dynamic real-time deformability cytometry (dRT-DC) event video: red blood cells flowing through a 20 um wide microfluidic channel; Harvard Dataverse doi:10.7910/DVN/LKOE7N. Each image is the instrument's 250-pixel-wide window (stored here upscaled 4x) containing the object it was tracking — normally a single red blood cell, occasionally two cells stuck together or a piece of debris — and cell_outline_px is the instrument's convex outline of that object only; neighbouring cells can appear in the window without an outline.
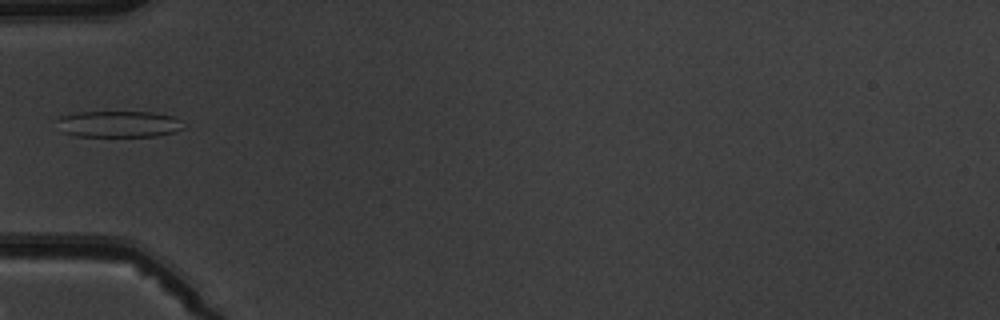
{"species": "common noctule bat (a hibernating species)", "species_latin": "Nyctalus noctula", "temperature_condition": "warm", "stored_images_in_passage": 6, "camera_frame_rate_fps": 3000, "um_per_image_px": 0.085, "animal": {"sex": "male", "body_mass_g": 19.5, "forearm_length_mm": 54.6}, "frame": {"image": 1, "passage_image": 5, "time_ms": 5.333, "image_size_px": [1000, 320], "cell_outline_px": [[184, 128], [172, 132], [156, 136], [76, 136], [64, 132], [56, 120], [60, 116], [76, 112], [152, 112], [172, 116]], "centroid_in_image_um": [10.03, 10.54], "position_along_channel_um": 75.0, "area_um2": 19.13}}
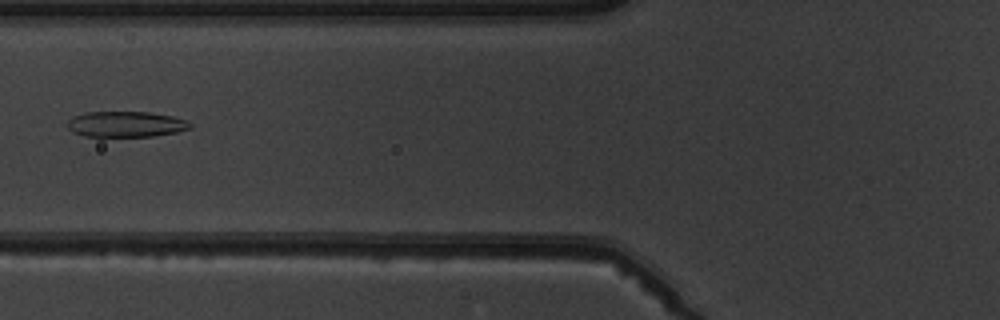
{"frame": {"image": 2, "passage_image": 6, "time_ms": 6.333, "image_size_px": [1000, 320], "cell_outline_px": [[192, 128], [176, 132], [152, 136], [84, 136], [72, 132], [64, 124], [72, 116], [84, 112], [148, 112], [172, 116], [188, 120], [192, 124]], "centroid_in_image_um": [10.67, 10.55], "position_along_channel_um": 115.1, "area_um2": 18.55}}